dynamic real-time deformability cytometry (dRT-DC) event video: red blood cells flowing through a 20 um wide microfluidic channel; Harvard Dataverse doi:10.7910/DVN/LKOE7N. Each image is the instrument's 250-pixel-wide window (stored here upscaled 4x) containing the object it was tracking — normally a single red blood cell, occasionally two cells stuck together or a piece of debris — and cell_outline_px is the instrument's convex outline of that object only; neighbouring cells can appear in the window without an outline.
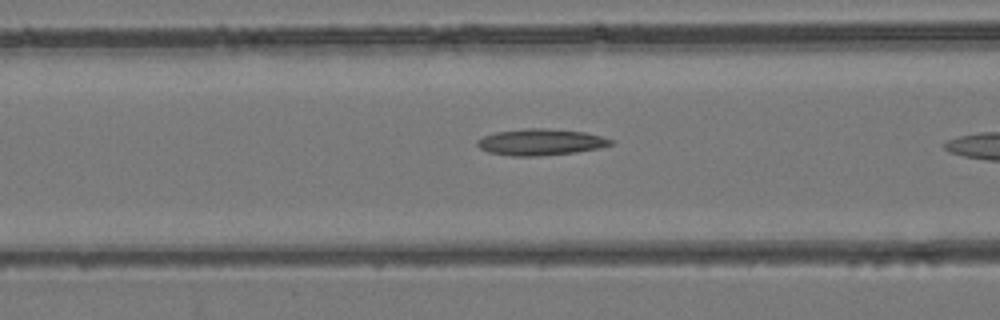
{"species": "common noctule bat (a hibernating species)", "species_latin": "Nyctalus noctula", "temperature_condition": "room temperature", "stored_images_in_passage": 24, "camera_frame_rate_fps": 3000, "um_per_image_px": 0.085, "animal": {"sex": "female", "body_mass_g": 24.6, "forearm_length_mm": 56.2}, "frame": {"image": 1, "passage_image": 14, "time_ms": 4.333, "image_size_px": [1000, 320], "cell_outline_px": [[612, 144], [600, 148], [576, 152], [536, 156], [512, 156], [488, 152], [480, 148], [476, 144], [476, 140], [484, 136], [496, 132], [524, 128], [544, 128], [584, 132], [600, 136], [612, 140]], "centroid_in_image_um": [45.92, 12.08], "position_along_channel_um": 120.7, "area_um2": 20.4}}
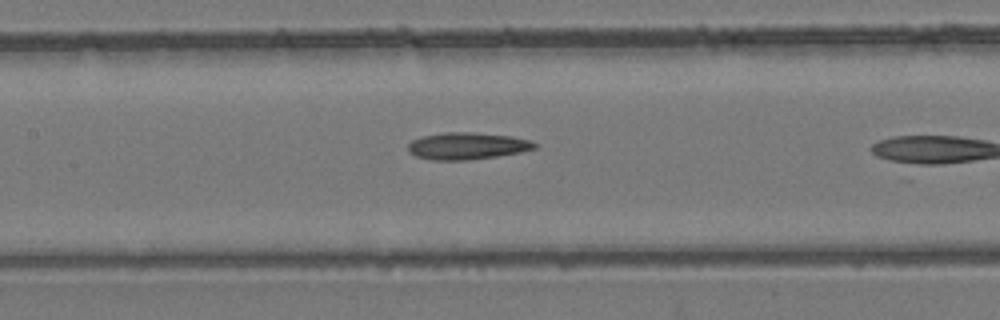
{"frame": {"image": 2, "passage_image": 17, "time_ms": 5.333, "image_size_px": [1000, 320], "cell_outline_px": [[536, 148], [520, 152], [496, 156], [468, 160], [432, 160], [416, 156], [408, 152], [408, 144], [412, 140], [424, 136], [444, 132], [472, 132], [512, 136], [528, 140], [536, 144]], "centroid_in_image_um": [39.68, 12.4], "position_along_channel_um": 167.7, "area_um2": 19.77}}